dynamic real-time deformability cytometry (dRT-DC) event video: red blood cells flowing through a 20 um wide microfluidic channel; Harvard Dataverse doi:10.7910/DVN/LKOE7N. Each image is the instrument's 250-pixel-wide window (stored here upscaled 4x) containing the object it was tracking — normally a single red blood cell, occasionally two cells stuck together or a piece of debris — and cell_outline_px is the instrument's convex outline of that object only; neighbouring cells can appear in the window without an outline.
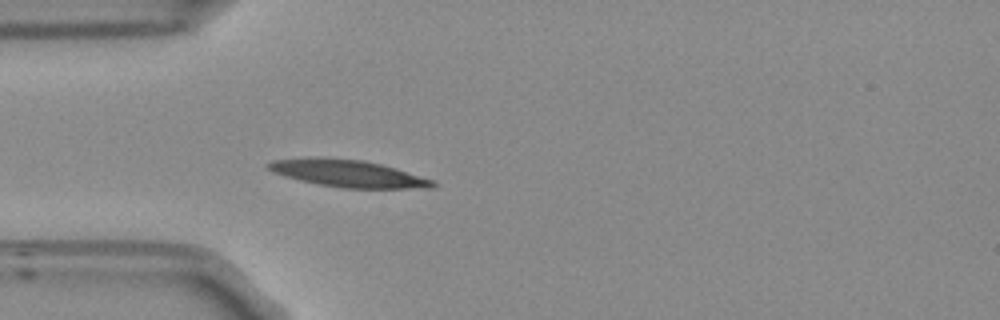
{"species": "Egyptian fruit bat (a non-hibernating species)", "species_latin": "Rousettus aegyptiacus", "temperature_condition": "room temperature", "stored_images_in_passage": 40, "camera_frame_rate_fps": 3000, "um_per_image_px": 0.085, "frame": {"image": 1, "passage_image": 1, "time_ms": 0.0, "image_size_px": [1000, 320], "cell_outline_px": [[440, 184], [436, 188], [340, 188], [300, 180], [272, 172], [264, 164], [272, 160], [320, 156], [364, 160], [396, 168], [436, 180]], "centroid_in_image_um": [29.63, 14.73], "position_along_channel_um": 55.4, "area_um2": 26.41}}
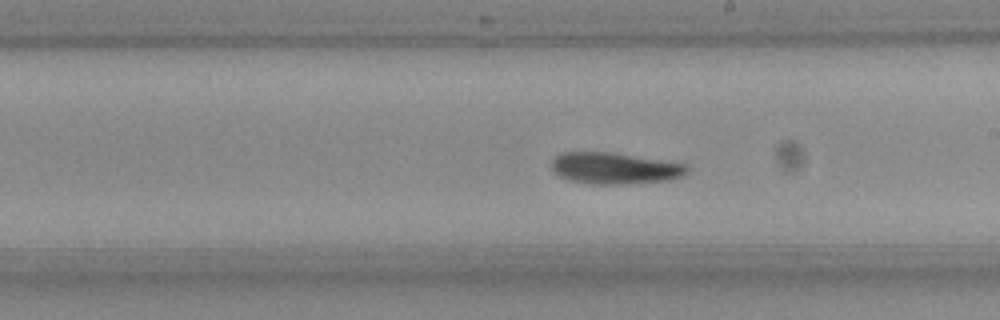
{"frame": {"image": 2, "passage_image": 16, "time_ms": 5.0, "image_size_px": [1000, 320], "cell_outline_px": [[688, 172], [684, 176], [672, 180], [628, 184], [588, 184], [568, 180], [552, 172], [552, 156], [560, 152], [612, 152], [688, 164]], "centroid_in_image_um": [52.24, 14.3], "position_along_channel_um": 236.8, "area_um2": 25.37}}
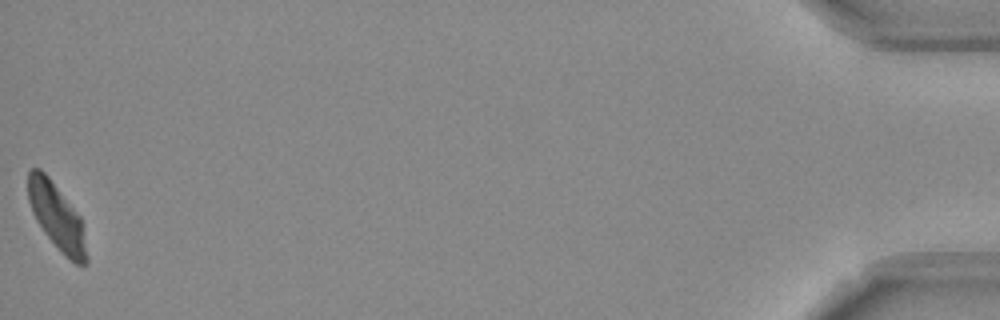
{"frame": {"image": 3, "passage_image": 40, "time_ms": 13.0, "image_size_px": [1000, 320], "cell_outline_px": [[88, 264], [76, 264], [64, 256], [44, 232], [36, 220], [32, 212], [28, 200], [28, 172], [32, 168], [40, 168], [48, 176], [80, 216], [88, 260]], "centroid_in_image_um": [4.81, 18.42], "position_along_channel_um": 430.4, "area_um2": 22.31}}